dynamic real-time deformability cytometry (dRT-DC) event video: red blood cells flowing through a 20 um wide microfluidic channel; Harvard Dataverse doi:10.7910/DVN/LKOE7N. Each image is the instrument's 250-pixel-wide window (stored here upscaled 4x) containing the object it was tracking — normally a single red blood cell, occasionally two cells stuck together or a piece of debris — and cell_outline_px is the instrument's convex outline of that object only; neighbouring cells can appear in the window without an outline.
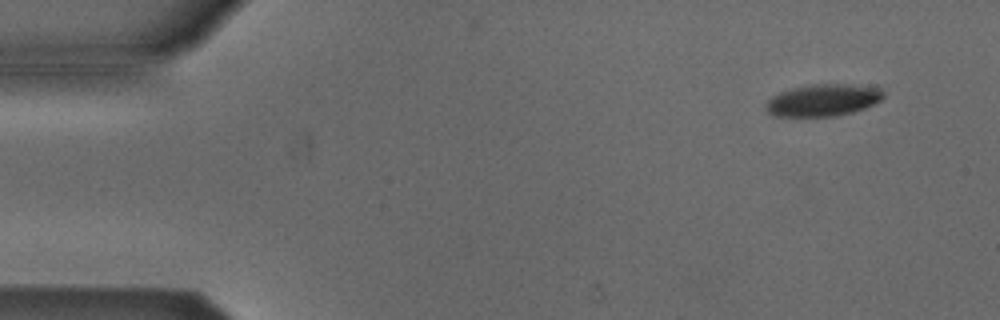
{"species": "Egyptian fruit bat (a non-hibernating species)", "species_latin": "Rousettus aegyptiacus", "temperature_condition": "cold", "stored_images_in_passage": 5, "camera_frame_rate_fps": 3000, "um_per_image_px": 0.085, "animal": {"sex": "male"}, "frame": {"image": 1, "passage_image": 2, "time_ms": 1.333, "image_size_px": [1000, 320], "cell_outline_px": [[884, 96], [880, 100], [864, 108], [852, 112], [836, 116], [772, 116], [764, 108], [764, 104], [772, 96], [780, 92], [792, 88], [812, 84], [840, 84], [880, 88], [884, 92]], "centroid_in_image_um": [69.9, 8.52], "position_along_channel_um": 15.1, "area_um2": 21.79}}
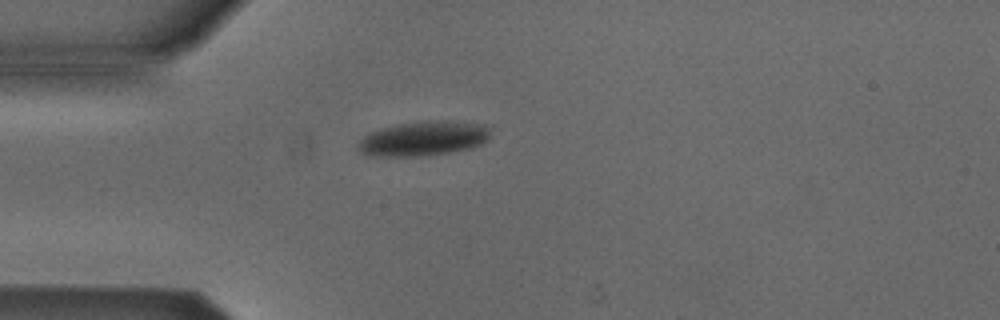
{"frame": {"image": 2, "passage_image": 5, "time_ms": 4.667, "image_size_px": [1000, 320], "cell_outline_px": [[488, 140], [480, 144], [468, 148], [448, 152], [416, 156], [368, 156], [360, 152], [356, 148], [360, 140], [368, 132], [400, 124], [428, 120], [448, 120], [488, 124]], "centroid_in_image_um": [35.97, 11.76], "position_along_channel_um": 49.0, "area_um2": 26.59}}